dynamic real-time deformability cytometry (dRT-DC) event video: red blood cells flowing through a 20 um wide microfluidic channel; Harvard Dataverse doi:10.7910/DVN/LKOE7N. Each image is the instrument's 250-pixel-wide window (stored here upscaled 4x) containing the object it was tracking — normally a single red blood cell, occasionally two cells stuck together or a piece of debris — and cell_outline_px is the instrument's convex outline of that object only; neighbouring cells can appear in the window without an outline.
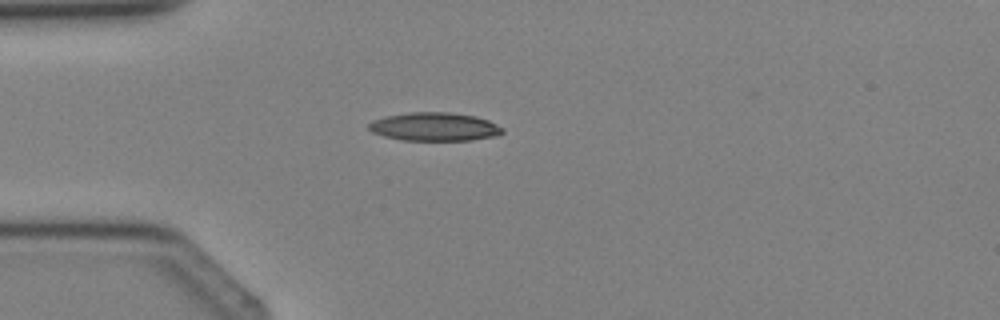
{"species": "Egyptian fruit bat (a non-hibernating species)", "species_latin": "Rousettus aegyptiacus", "temperature_condition": "cold", "stored_images_in_passage": 2, "camera_frame_rate_fps": 3000, "um_per_image_px": 0.085, "animal": {"sex": "female"}, "frame": {"image": 1, "passage_image": 2, "time_ms": 1.333, "image_size_px": [1000, 320], "cell_outline_px": [[504, 132], [496, 136], [472, 140], [400, 140], [384, 136], [372, 132], [368, 128], [368, 124], [372, 120], [384, 116], [408, 112], [448, 112], [476, 116], [488, 120], [504, 128]], "centroid_in_image_um": [36.92, 10.77], "position_along_channel_um": 48.1, "area_um2": 22.31}}